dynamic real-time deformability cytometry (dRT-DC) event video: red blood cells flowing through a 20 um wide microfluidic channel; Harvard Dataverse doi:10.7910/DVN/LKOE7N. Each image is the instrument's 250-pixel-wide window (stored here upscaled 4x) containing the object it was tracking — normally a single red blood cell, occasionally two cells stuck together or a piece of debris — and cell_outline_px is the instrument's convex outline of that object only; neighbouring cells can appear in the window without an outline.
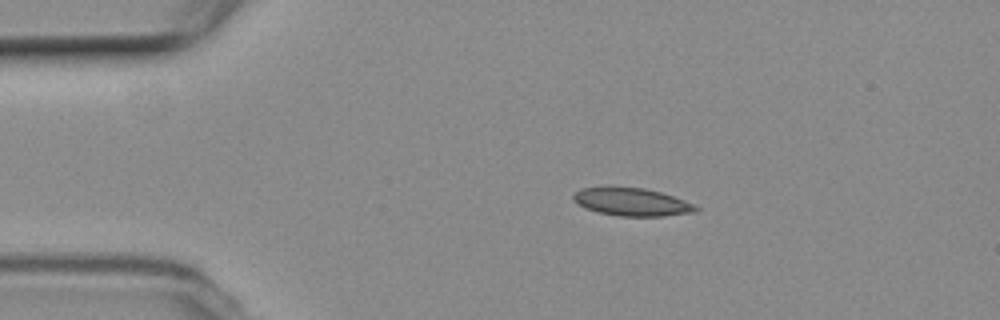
{"species": "common noctule bat (a hibernating species)", "species_latin": "Nyctalus noctula", "temperature_condition": "room temperature", "stored_images_in_passage": 5, "camera_frame_rate_fps": 3000, "um_per_image_px": 0.085, "animal": {"sex": "female", "body_mass_g": 19.3, "forearm_length_mm": 54.1}, "frame": {"image": 1, "passage_image": 2, "time_ms": 1.667, "image_size_px": [1000, 320], "cell_outline_px": [[700, 208], [696, 212], [664, 216], [616, 216], [596, 212], [584, 208], [572, 200], [572, 196], [580, 188], [608, 184], [612, 184], [644, 188], [660, 192], [696, 204]], "centroid_in_image_um": [53.64, 17.13], "position_along_channel_um": 31.4, "area_um2": 20.81}}
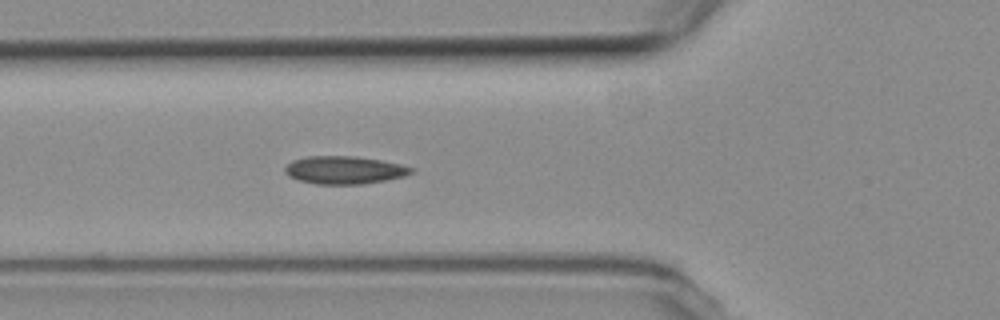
{"frame": {"image": 2, "passage_image": 5, "time_ms": 4.667, "image_size_px": [1000, 320], "cell_outline_px": [[416, 168], [412, 172], [404, 176], [364, 184], [316, 184], [300, 180], [288, 176], [284, 172], [284, 168], [292, 160], [308, 156], [356, 156], [380, 160], [400, 164]], "centroid_in_image_um": [29.26, 14.45], "position_along_channel_um": 96.5, "area_um2": 20.46}}